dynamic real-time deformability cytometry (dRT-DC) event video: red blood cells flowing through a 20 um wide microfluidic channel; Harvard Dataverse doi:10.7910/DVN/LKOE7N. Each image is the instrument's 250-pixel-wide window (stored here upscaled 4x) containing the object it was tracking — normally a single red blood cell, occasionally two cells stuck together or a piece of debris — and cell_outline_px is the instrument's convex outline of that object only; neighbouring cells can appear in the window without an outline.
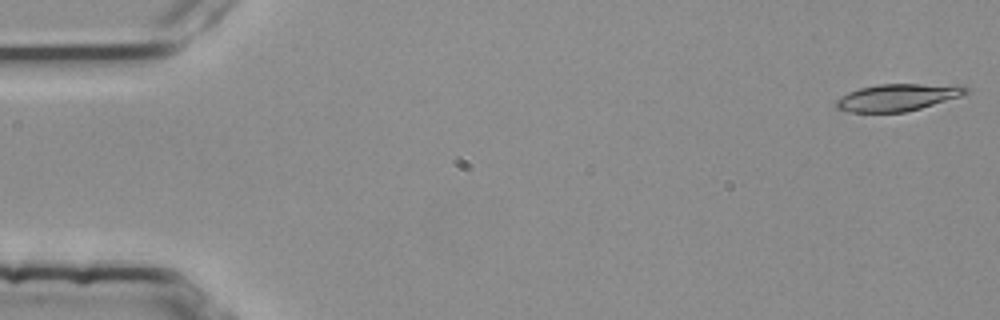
{"species": "common noctule bat (a hibernating species)", "species_latin": "Nyctalus noctula", "temperature_condition": "room temperature", "stored_images_in_passage": 54, "camera_frame_rate_fps": 3000, "um_per_image_px": 0.085, "animal": {"sex": "female", "body_mass_g": 25.1}, "frame": {"image": 1, "passage_image": 1, "time_ms": 0.0, "image_size_px": [1000, 320], "cell_outline_px": [[948, 88], [936, 100], [928, 104], [916, 108], [900, 112], [860, 112], [856, 92], [868, 88], [896, 84], [904, 84]], "centroid_in_image_um": [76.24, 8.3], "position_along_channel_um": 8.8, "area_um2": 13.87}}
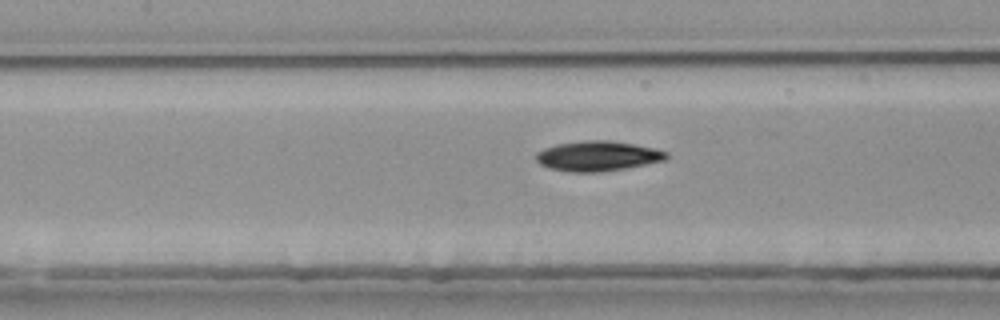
{"frame": {"image": 2, "passage_image": 24, "time_ms": 7.667, "image_size_px": [1000, 320], "cell_outline_px": [[664, 156], [652, 160], [632, 164], [608, 168], [564, 168], [548, 164], [540, 160], [540, 156], [544, 152], [552, 148], [576, 144], [620, 144], [660, 152]], "centroid_in_image_um": [50.76, 13.25], "position_along_channel_um": 156.6, "area_um2": 16.42}}
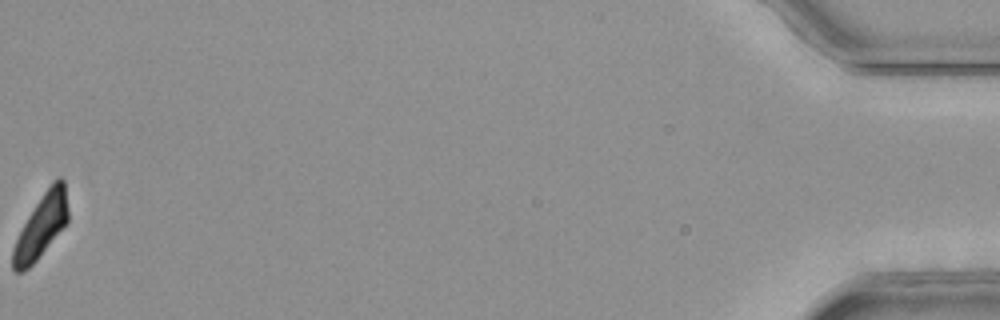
{"frame": {"image": 3, "passage_image": 54, "time_ms": 17.667, "image_size_px": [1000, 320], "cell_outline_px": [[64, 224], [40, 252], [24, 268], [16, 268], [12, 264], [12, 256], [16, 244], [28, 220], [52, 184], [56, 180], [60, 180], [64, 184]], "centroid_in_image_um": [3.48, 19.22], "position_along_channel_um": 431.7, "area_um2": 16.42}}